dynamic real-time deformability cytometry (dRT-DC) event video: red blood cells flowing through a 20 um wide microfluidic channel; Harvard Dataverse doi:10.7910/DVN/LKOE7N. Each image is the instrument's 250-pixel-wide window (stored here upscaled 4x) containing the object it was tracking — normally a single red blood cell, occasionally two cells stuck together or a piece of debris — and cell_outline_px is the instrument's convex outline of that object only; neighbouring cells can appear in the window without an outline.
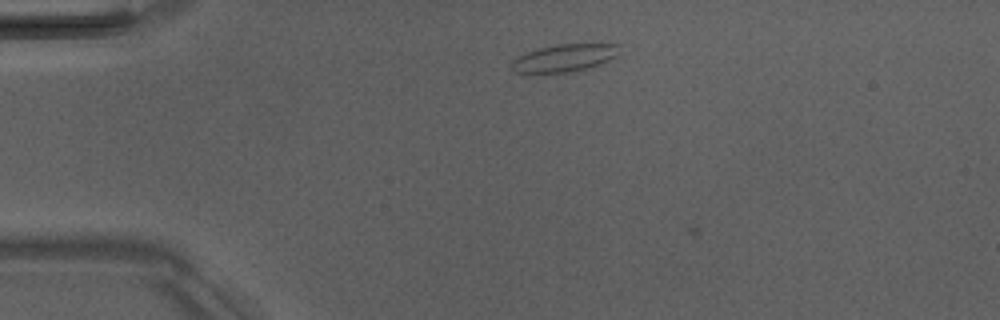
{"species": "Egyptian fruit bat (a non-hibernating species)", "species_latin": "Rousettus aegyptiacus", "temperature_condition": "room temperature", "stored_images_in_passage": 3, "camera_frame_rate_fps": 3000, "um_per_image_px": 0.085, "animal": {"sex": "male"}, "frame": {"image": 1, "passage_image": 2, "time_ms": 1.0, "image_size_px": [1000, 320], "cell_outline_px": [[620, 44], [616, 56], [600, 64], [568, 72], [516, 72], [508, 64], [512, 60], [524, 52], [536, 48], [556, 44]], "centroid_in_image_um": [47.91, 4.9], "position_along_channel_um": 37.1, "area_um2": 17.11}}